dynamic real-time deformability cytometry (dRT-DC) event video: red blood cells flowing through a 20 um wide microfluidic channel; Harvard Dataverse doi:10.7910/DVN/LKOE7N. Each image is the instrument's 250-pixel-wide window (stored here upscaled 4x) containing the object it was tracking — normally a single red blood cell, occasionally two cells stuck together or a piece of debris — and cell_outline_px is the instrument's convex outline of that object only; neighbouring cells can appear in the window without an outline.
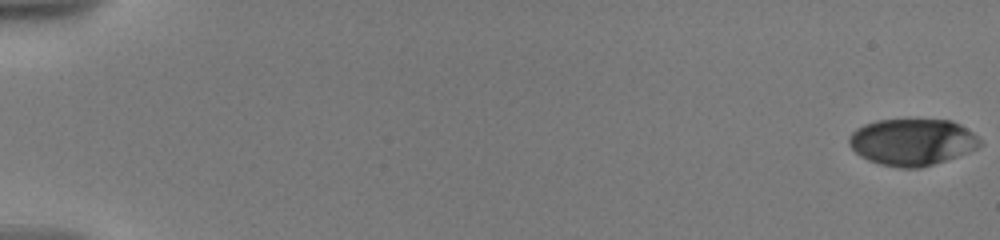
{"species": "human", "species_latin": "Homo sapiens", "temperature_condition": "warm", "stored_images_in_passage": 13, "camera_frame_rate_fps": 3000, "um_per_image_px": 0.085, "donor": {"sex": "male"}, "frame": {"image": 1, "passage_image": 1, "time_ms": 0.0, "image_size_px": [1000, 240], "cell_outline_px": [[984, 144], [968, 152], [920, 168], [900, 168], [880, 164], [868, 160], [860, 156], [848, 144], [848, 136], [856, 128], [864, 124], [876, 120], [916, 116], [952, 120], [960, 124], [984, 140]], "centroid_in_image_um": [77.54, 12.01], "position_along_channel_um": 7.5, "area_um2": 36.82}}